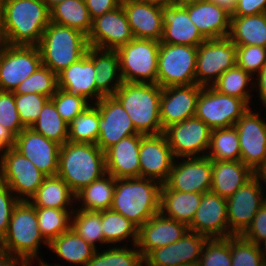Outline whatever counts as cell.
<instances>
[{
  "label": "cell",
  "mask_w": 266,
  "mask_h": 266,
  "mask_svg": "<svg viewBox=\"0 0 266 266\" xmlns=\"http://www.w3.org/2000/svg\"><path fill=\"white\" fill-rule=\"evenodd\" d=\"M42 243L48 245L39 231L35 207L29 201H19L12 211L7 232L0 240V254L34 263V259H39Z\"/></svg>",
  "instance_id": "4"
},
{
  "label": "cell",
  "mask_w": 266,
  "mask_h": 266,
  "mask_svg": "<svg viewBox=\"0 0 266 266\" xmlns=\"http://www.w3.org/2000/svg\"><path fill=\"white\" fill-rule=\"evenodd\" d=\"M262 186L260 179L254 175L226 199L230 236H241L251 224L257 211L266 202Z\"/></svg>",
  "instance_id": "13"
},
{
  "label": "cell",
  "mask_w": 266,
  "mask_h": 266,
  "mask_svg": "<svg viewBox=\"0 0 266 266\" xmlns=\"http://www.w3.org/2000/svg\"><path fill=\"white\" fill-rule=\"evenodd\" d=\"M26 260H17L13 257L0 254V266H31Z\"/></svg>",
  "instance_id": "59"
},
{
  "label": "cell",
  "mask_w": 266,
  "mask_h": 266,
  "mask_svg": "<svg viewBox=\"0 0 266 266\" xmlns=\"http://www.w3.org/2000/svg\"><path fill=\"white\" fill-rule=\"evenodd\" d=\"M0 154V182L6 184L20 201H29L47 176L14 148Z\"/></svg>",
  "instance_id": "9"
},
{
  "label": "cell",
  "mask_w": 266,
  "mask_h": 266,
  "mask_svg": "<svg viewBox=\"0 0 266 266\" xmlns=\"http://www.w3.org/2000/svg\"><path fill=\"white\" fill-rule=\"evenodd\" d=\"M142 134L131 135L104 151L106 173L115 179L140 177L139 150Z\"/></svg>",
  "instance_id": "27"
},
{
  "label": "cell",
  "mask_w": 266,
  "mask_h": 266,
  "mask_svg": "<svg viewBox=\"0 0 266 266\" xmlns=\"http://www.w3.org/2000/svg\"><path fill=\"white\" fill-rule=\"evenodd\" d=\"M178 159H181V162ZM211 186L212 160L204 155L174 160L169 177L162 184L161 190L203 194L209 192Z\"/></svg>",
  "instance_id": "14"
},
{
  "label": "cell",
  "mask_w": 266,
  "mask_h": 266,
  "mask_svg": "<svg viewBox=\"0 0 266 266\" xmlns=\"http://www.w3.org/2000/svg\"><path fill=\"white\" fill-rule=\"evenodd\" d=\"M232 266H266L262 246L244 239L230 236Z\"/></svg>",
  "instance_id": "47"
},
{
  "label": "cell",
  "mask_w": 266,
  "mask_h": 266,
  "mask_svg": "<svg viewBox=\"0 0 266 266\" xmlns=\"http://www.w3.org/2000/svg\"><path fill=\"white\" fill-rule=\"evenodd\" d=\"M95 77L96 70L94 69V63L89 59L88 48L84 57L70 64L57 75L58 88L81 96L94 104L104 97L97 90ZM93 99L95 101L92 103Z\"/></svg>",
  "instance_id": "28"
},
{
  "label": "cell",
  "mask_w": 266,
  "mask_h": 266,
  "mask_svg": "<svg viewBox=\"0 0 266 266\" xmlns=\"http://www.w3.org/2000/svg\"><path fill=\"white\" fill-rule=\"evenodd\" d=\"M101 214L104 244H115L131 238L133 245L138 241V228L123 215L112 209L98 211Z\"/></svg>",
  "instance_id": "38"
},
{
  "label": "cell",
  "mask_w": 266,
  "mask_h": 266,
  "mask_svg": "<svg viewBox=\"0 0 266 266\" xmlns=\"http://www.w3.org/2000/svg\"><path fill=\"white\" fill-rule=\"evenodd\" d=\"M190 20L206 39L229 36L231 13L210 0H201L184 6Z\"/></svg>",
  "instance_id": "29"
},
{
  "label": "cell",
  "mask_w": 266,
  "mask_h": 266,
  "mask_svg": "<svg viewBox=\"0 0 266 266\" xmlns=\"http://www.w3.org/2000/svg\"><path fill=\"white\" fill-rule=\"evenodd\" d=\"M71 217V229L87 243L97 249L96 244H104L101 214L96 211H84L76 208Z\"/></svg>",
  "instance_id": "45"
},
{
  "label": "cell",
  "mask_w": 266,
  "mask_h": 266,
  "mask_svg": "<svg viewBox=\"0 0 266 266\" xmlns=\"http://www.w3.org/2000/svg\"><path fill=\"white\" fill-rule=\"evenodd\" d=\"M228 38L236 46L258 45L266 48V13L231 16Z\"/></svg>",
  "instance_id": "33"
},
{
  "label": "cell",
  "mask_w": 266,
  "mask_h": 266,
  "mask_svg": "<svg viewBox=\"0 0 266 266\" xmlns=\"http://www.w3.org/2000/svg\"><path fill=\"white\" fill-rule=\"evenodd\" d=\"M49 249L57 256L73 265L85 266L98 250L87 243L71 228L48 244Z\"/></svg>",
  "instance_id": "36"
},
{
  "label": "cell",
  "mask_w": 266,
  "mask_h": 266,
  "mask_svg": "<svg viewBox=\"0 0 266 266\" xmlns=\"http://www.w3.org/2000/svg\"><path fill=\"white\" fill-rule=\"evenodd\" d=\"M249 108L240 98L219 93L212 87H202L195 116L212 130L228 128L234 126Z\"/></svg>",
  "instance_id": "10"
},
{
  "label": "cell",
  "mask_w": 266,
  "mask_h": 266,
  "mask_svg": "<svg viewBox=\"0 0 266 266\" xmlns=\"http://www.w3.org/2000/svg\"><path fill=\"white\" fill-rule=\"evenodd\" d=\"M202 194L161 190L160 213L189 226L200 205Z\"/></svg>",
  "instance_id": "32"
},
{
  "label": "cell",
  "mask_w": 266,
  "mask_h": 266,
  "mask_svg": "<svg viewBox=\"0 0 266 266\" xmlns=\"http://www.w3.org/2000/svg\"><path fill=\"white\" fill-rule=\"evenodd\" d=\"M175 157L164 133L142 135L139 162L140 177L164 184L171 172Z\"/></svg>",
  "instance_id": "20"
},
{
  "label": "cell",
  "mask_w": 266,
  "mask_h": 266,
  "mask_svg": "<svg viewBox=\"0 0 266 266\" xmlns=\"http://www.w3.org/2000/svg\"><path fill=\"white\" fill-rule=\"evenodd\" d=\"M162 184L149 178L116 179L110 209L123 215L138 229L160 211Z\"/></svg>",
  "instance_id": "2"
},
{
  "label": "cell",
  "mask_w": 266,
  "mask_h": 266,
  "mask_svg": "<svg viewBox=\"0 0 266 266\" xmlns=\"http://www.w3.org/2000/svg\"><path fill=\"white\" fill-rule=\"evenodd\" d=\"M257 78H255V82L251 83V86L253 85L252 89L256 86L258 89H256L259 93V100L263 104L264 108L266 109V64L262 67V69L256 74ZM256 85V86H255Z\"/></svg>",
  "instance_id": "57"
},
{
  "label": "cell",
  "mask_w": 266,
  "mask_h": 266,
  "mask_svg": "<svg viewBox=\"0 0 266 266\" xmlns=\"http://www.w3.org/2000/svg\"><path fill=\"white\" fill-rule=\"evenodd\" d=\"M74 198V199H73ZM75 194L65 181L59 177L47 176L29 202L34 207L74 209Z\"/></svg>",
  "instance_id": "34"
},
{
  "label": "cell",
  "mask_w": 266,
  "mask_h": 266,
  "mask_svg": "<svg viewBox=\"0 0 266 266\" xmlns=\"http://www.w3.org/2000/svg\"><path fill=\"white\" fill-rule=\"evenodd\" d=\"M162 88L153 83L123 84L113 96L120 102L131 118L135 130L142 135L163 133L160 119Z\"/></svg>",
  "instance_id": "5"
},
{
  "label": "cell",
  "mask_w": 266,
  "mask_h": 266,
  "mask_svg": "<svg viewBox=\"0 0 266 266\" xmlns=\"http://www.w3.org/2000/svg\"><path fill=\"white\" fill-rule=\"evenodd\" d=\"M207 239L188 230L177 242L150 251L144 266H197Z\"/></svg>",
  "instance_id": "19"
},
{
  "label": "cell",
  "mask_w": 266,
  "mask_h": 266,
  "mask_svg": "<svg viewBox=\"0 0 266 266\" xmlns=\"http://www.w3.org/2000/svg\"><path fill=\"white\" fill-rule=\"evenodd\" d=\"M116 186V179L106 173L102 177L93 181L90 185L84 187L75 195V203L77 201L82 204L78 207L84 211H102L110 209L114 191ZM82 202V203H81Z\"/></svg>",
  "instance_id": "35"
},
{
  "label": "cell",
  "mask_w": 266,
  "mask_h": 266,
  "mask_svg": "<svg viewBox=\"0 0 266 266\" xmlns=\"http://www.w3.org/2000/svg\"><path fill=\"white\" fill-rule=\"evenodd\" d=\"M61 118L69 124L78 114L82 113L90 104L85 98L58 88L50 98Z\"/></svg>",
  "instance_id": "49"
},
{
  "label": "cell",
  "mask_w": 266,
  "mask_h": 266,
  "mask_svg": "<svg viewBox=\"0 0 266 266\" xmlns=\"http://www.w3.org/2000/svg\"><path fill=\"white\" fill-rule=\"evenodd\" d=\"M197 266H232L230 236L207 239Z\"/></svg>",
  "instance_id": "48"
},
{
  "label": "cell",
  "mask_w": 266,
  "mask_h": 266,
  "mask_svg": "<svg viewBox=\"0 0 266 266\" xmlns=\"http://www.w3.org/2000/svg\"><path fill=\"white\" fill-rule=\"evenodd\" d=\"M201 89L197 84L162 88L159 109L163 132L169 126L195 116Z\"/></svg>",
  "instance_id": "23"
},
{
  "label": "cell",
  "mask_w": 266,
  "mask_h": 266,
  "mask_svg": "<svg viewBox=\"0 0 266 266\" xmlns=\"http://www.w3.org/2000/svg\"><path fill=\"white\" fill-rule=\"evenodd\" d=\"M99 110L89 105L68 124V142L96 144L99 136Z\"/></svg>",
  "instance_id": "41"
},
{
  "label": "cell",
  "mask_w": 266,
  "mask_h": 266,
  "mask_svg": "<svg viewBox=\"0 0 266 266\" xmlns=\"http://www.w3.org/2000/svg\"><path fill=\"white\" fill-rule=\"evenodd\" d=\"M150 1L158 2L161 4H167V3H171L172 0H150Z\"/></svg>",
  "instance_id": "66"
},
{
  "label": "cell",
  "mask_w": 266,
  "mask_h": 266,
  "mask_svg": "<svg viewBox=\"0 0 266 266\" xmlns=\"http://www.w3.org/2000/svg\"><path fill=\"white\" fill-rule=\"evenodd\" d=\"M188 228L208 239L228 238L230 230L227 200L211 191L203 193L200 205Z\"/></svg>",
  "instance_id": "21"
},
{
  "label": "cell",
  "mask_w": 266,
  "mask_h": 266,
  "mask_svg": "<svg viewBox=\"0 0 266 266\" xmlns=\"http://www.w3.org/2000/svg\"><path fill=\"white\" fill-rule=\"evenodd\" d=\"M19 201L10 188L0 182V240L7 232L12 211Z\"/></svg>",
  "instance_id": "53"
},
{
  "label": "cell",
  "mask_w": 266,
  "mask_h": 266,
  "mask_svg": "<svg viewBox=\"0 0 266 266\" xmlns=\"http://www.w3.org/2000/svg\"><path fill=\"white\" fill-rule=\"evenodd\" d=\"M15 136L0 124V152L13 148L15 143Z\"/></svg>",
  "instance_id": "58"
},
{
  "label": "cell",
  "mask_w": 266,
  "mask_h": 266,
  "mask_svg": "<svg viewBox=\"0 0 266 266\" xmlns=\"http://www.w3.org/2000/svg\"><path fill=\"white\" fill-rule=\"evenodd\" d=\"M49 9L54 7L56 4L61 3L64 0H43Z\"/></svg>",
  "instance_id": "64"
},
{
  "label": "cell",
  "mask_w": 266,
  "mask_h": 266,
  "mask_svg": "<svg viewBox=\"0 0 266 266\" xmlns=\"http://www.w3.org/2000/svg\"><path fill=\"white\" fill-rule=\"evenodd\" d=\"M41 65L38 46L4 45L0 49V91L14 92Z\"/></svg>",
  "instance_id": "12"
},
{
  "label": "cell",
  "mask_w": 266,
  "mask_h": 266,
  "mask_svg": "<svg viewBox=\"0 0 266 266\" xmlns=\"http://www.w3.org/2000/svg\"><path fill=\"white\" fill-rule=\"evenodd\" d=\"M85 3L92 20L120 6L117 0H85Z\"/></svg>",
  "instance_id": "56"
},
{
  "label": "cell",
  "mask_w": 266,
  "mask_h": 266,
  "mask_svg": "<svg viewBox=\"0 0 266 266\" xmlns=\"http://www.w3.org/2000/svg\"><path fill=\"white\" fill-rule=\"evenodd\" d=\"M122 245L106 250L95 251L94 255L89 259L85 266H144V260L137 245H132L131 248Z\"/></svg>",
  "instance_id": "43"
},
{
  "label": "cell",
  "mask_w": 266,
  "mask_h": 266,
  "mask_svg": "<svg viewBox=\"0 0 266 266\" xmlns=\"http://www.w3.org/2000/svg\"><path fill=\"white\" fill-rule=\"evenodd\" d=\"M58 89L57 75L41 65L15 89V94H41L51 98Z\"/></svg>",
  "instance_id": "46"
},
{
  "label": "cell",
  "mask_w": 266,
  "mask_h": 266,
  "mask_svg": "<svg viewBox=\"0 0 266 266\" xmlns=\"http://www.w3.org/2000/svg\"><path fill=\"white\" fill-rule=\"evenodd\" d=\"M255 175L260 179L263 185L266 186V160L264 161L263 165L258 169V171L255 173Z\"/></svg>",
  "instance_id": "61"
},
{
  "label": "cell",
  "mask_w": 266,
  "mask_h": 266,
  "mask_svg": "<svg viewBox=\"0 0 266 266\" xmlns=\"http://www.w3.org/2000/svg\"><path fill=\"white\" fill-rule=\"evenodd\" d=\"M50 21L81 31L89 35L92 30L85 0H64L50 9Z\"/></svg>",
  "instance_id": "37"
},
{
  "label": "cell",
  "mask_w": 266,
  "mask_h": 266,
  "mask_svg": "<svg viewBox=\"0 0 266 266\" xmlns=\"http://www.w3.org/2000/svg\"><path fill=\"white\" fill-rule=\"evenodd\" d=\"M216 3L218 6L226 9L228 12L232 14L236 7L237 0H210Z\"/></svg>",
  "instance_id": "60"
},
{
  "label": "cell",
  "mask_w": 266,
  "mask_h": 266,
  "mask_svg": "<svg viewBox=\"0 0 266 266\" xmlns=\"http://www.w3.org/2000/svg\"><path fill=\"white\" fill-rule=\"evenodd\" d=\"M241 236L258 246L266 242V202L257 211L251 224Z\"/></svg>",
  "instance_id": "54"
},
{
  "label": "cell",
  "mask_w": 266,
  "mask_h": 266,
  "mask_svg": "<svg viewBox=\"0 0 266 266\" xmlns=\"http://www.w3.org/2000/svg\"><path fill=\"white\" fill-rule=\"evenodd\" d=\"M89 59L96 70L97 90L104 97L113 96L123 84L117 52L89 47Z\"/></svg>",
  "instance_id": "31"
},
{
  "label": "cell",
  "mask_w": 266,
  "mask_h": 266,
  "mask_svg": "<svg viewBox=\"0 0 266 266\" xmlns=\"http://www.w3.org/2000/svg\"><path fill=\"white\" fill-rule=\"evenodd\" d=\"M7 45L38 46L50 23V9L43 0H0Z\"/></svg>",
  "instance_id": "1"
},
{
  "label": "cell",
  "mask_w": 266,
  "mask_h": 266,
  "mask_svg": "<svg viewBox=\"0 0 266 266\" xmlns=\"http://www.w3.org/2000/svg\"><path fill=\"white\" fill-rule=\"evenodd\" d=\"M6 44L7 42L3 31L2 9L0 6V49Z\"/></svg>",
  "instance_id": "62"
},
{
  "label": "cell",
  "mask_w": 266,
  "mask_h": 266,
  "mask_svg": "<svg viewBox=\"0 0 266 266\" xmlns=\"http://www.w3.org/2000/svg\"><path fill=\"white\" fill-rule=\"evenodd\" d=\"M134 39L126 13L120 5L92 20V30L88 35L89 47L116 50Z\"/></svg>",
  "instance_id": "18"
},
{
  "label": "cell",
  "mask_w": 266,
  "mask_h": 266,
  "mask_svg": "<svg viewBox=\"0 0 266 266\" xmlns=\"http://www.w3.org/2000/svg\"><path fill=\"white\" fill-rule=\"evenodd\" d=\"M266 13V0H237L231 16H250Z\"/></svg>",
  "instance_id": "55"
},
{
  "label": "cell",
  "mask_w": 266,
  "mask_h": 266,
  "mask_svg": "<svg viewBox=\"0 0 266 266\" xmlns=\"http://www.w3.org/2000/svg\"><path fill=\"white\" fill-rule=\"evenodd\" d=\"M41 235L49 244L53 239L71 228V217L75 209L35 207Z\"/></svg>",
  "instance_id": "42"
},
{
  "label": "cell",
  "mask_w": 266,
  "mask_h": 266,
  "mask_svg": "<svg viewBox=\"0 0 266 266\" xmlns=\"http://www.w3.org/2000/svg\"><path fill=\"white\" fill-rule=\"evenodd\" d=\"M262 250H263L264 258L266 261V242L263 244Z\"/></svg>",
  "instance_id": "68"
},
{
  "label": "cell",
  "mask_w": 266,
  "mask_h": 266,
  "mask_svg": "<svg viewBox=\"0 0 266 266\" xmlns=\"http://www.w3.org/2000/svg\"><path fill=\"white\" fill-rule=\"evenodd\" d=\"M94 105L99 110V136L96 145L103 152L121 139L139 134L127 111L114 96L103 97Z\"/></svg>",
  "instance_id": "16"
},
{
  "label": "cell",
  "mask_w": 266,
  "mask_h": 266,
  "mask_svg": "<svg viewBox=\"0 0 266 266\" xmlns=\"http://www.w3.org/2000/svg\"><path fill=\"white\" fill-rule=\"evenodd\" d=\"M159 46L155 40L134 38L116 49L123 82L157 84Z\"/></svg>",
  "instance_id": "7"
},
{
  "label": "cell",
  "mask_w": 266,
  "mask_h": 266,
  "mask_svg": "<svg viewBox=\"0 0 266 266\" xmlns=\"http://www.w3.org/2000/svg\"><path fill=\"white\" fill-rule=\"evenodd\" d=\"M163 36L160 43L198 46L206 40L190 20L184 6L162 4Z\"/></svg>",
  "instance_id": "26"
},
{
  "label": "cell",
  "mask_w": 266,
  "mask_h": 266,
  "mask_svg": "<svg viewBox=\"0 0 266 266\" xmlns=\"http://www.w3.org/2000/svg\"><path fill=\"white\" fill-rule=\"evenodd\" d=\"M104 174L105 155L96 144L67 141L60 147L57 175L75 195Z\"/></svg>",
  "instance_id": "3"
},
{
  "label": "cell",
  "mask_w": 266,
  "mask_h": 266,
  "mask_svg": "<svg viewBox=\"0 0 266 266\" xmlns=\"http://www.w3.org/2000/svg\"><path fill=\"white\" fill-rule=\"evenodd\" d=\"M234 126L239 137L240 160L256 173L266 160V122L249 108Z\"/></svg>",
  "instance_id": "17"
},
{
  "label": "cell",
  "mask_w": 266,
  "mask_h": 266,
  "mask_svg": "<svg viewBox=\"0 0 266 266\" xmlns=\"http://www.w3.org/2000/svg\"><path fill=\"white\" fill-rule=\"evenodd\" d=\"M61 145L47 139L31 128H24L15 138L14 149L28 158L46 176L58 172Z\"/></svg>",
  "instance_id": "22"
},
{
  "label": "cell",
  "mask_w": 266,
  "mask_h": 266,
  "mask_svg": "<svg viewBox=\"0 0 266 266\" xmlns=\"http://www.w3.org/2000/svg\"><path fill=\"white\" fill-rule=\"evenodd\" d=\"M212 129L193 116L164 130L173 156L177 158L207 155ZM206 152V153H205Z\"/></svg>",
  "instance_id": "15"
},
{
  "label": "cell",
  "mask_w": 266,
  "mask_h": 266,
  "mask_svg": "<svg viewBox=\"0 0 266 266\" xmlns=\"http://www.w3.org/2000/svg\"><path fill=\"white\" fill-rule=\"evenodd\" d=\"M34 132L61 146L68 141V124L61 118L51 99H49L30 127Z\"/></svg>",
  "instance_id": "39"
},
{
  "label": "cell",
  "mask_w": 266,
  "mask_h": 266,
  "mask_svg": "<svg viewBox=\"0 0 266 266\" xmlns=\"http://www.w3.org/2000/svg\"><path fill=\"white\" fill-rule=\"evenodd\" d=\"M266 64V48L258 45L236 46V65L252 76Z\"/></svg>",
  "instance_id": "51"
},
{
  "label": "cell",
  "mask_w": 266,
  "mask_h": 266,
  "mask_svg": "<svg viewBox=\"0 0 266 266\" xmlns=\"http://www.w3.org/2000/svg\"><path fill=\"white\" fill-rule=\"evenodd\" d=\"M49 99V97L41 94L14 93V100L20 120L26 128H30L31 125L38 119L41 110Z\"/></svg>",
  "instance_id": "50"
},
{
  "label": "cell",
  "mask_w": 266,
  "mask_h": 266,
  "mask_svg": "<svg viewBox=\"0 0 266 266\" xmlns=\"http://www.w3.org/2000/svg\"><path fill=\"white\" fill-rule=\"evenodd\" d=\"M38 48L42 65L58 75L86 55L89 48L88 36L71 27L50 21Z\"/></svg>",
  "instance_id": "6"
},
{
  "label": "cell",
  "mask_w": 266,
  "mask_h": 266,
  "mask_svg": "<svg viewBox=\"0 0 266 266\" xmlns=\"http://www.w3.org/2000/svg\"><path fill=\"white\" fill-rule=\"evenodd\" d=\"M134 38L161 42L163 36L162 4L150 0L122 4Z\"/></svg>",
  "instance_id": "25"
},
{
  "label": "cell",
  "mask_w": 266,
  "mask_h": 266,
  "mask_svg": "<svg viewBox=\"0 0 266 266\" xmlns=\"http://www.w3.org/2000/svg\"><path fill=\"white\" fill-rule=\"evenodd\" d=\"M197 46L160 43L157 84L161 88L196 84Z\"/></svg>",
  "instance_id": "8"
},
{
  "label": "cell",
  "mask_w": 266,
  "mask_h": 266,
  "mask_svg": "<svg viewBox=\"0 0 266 266\" xmlns=\"http://www.w3.org/2000/svg\"><path fill=\"white\" fill-rule=\"evenodd\" d=\"M252 79L251 74L236 65L224 72L211 87L219 93L240 98L250 106L253 95L247 89H250L248 85Z\"/></svg>",
  "instance_id": "44"
},
{
  "label": "cell",
  "mask_w": 266,
  "mask_h": 266,
  "mask_svg": "<svg viewBox=\"0 0 266 266\" xmlns=\"http://www.w3.org/2000/svg\"><path fill=\"white\" fill-rule=\"evenodd\" d=\"M254 175L255 173L241 160H212V186L210 191L227 199Z\"/></svg>",
  "instance_id": "30"
},
{
  "label": "cell",
  "mask_w": 266,
  "mask_h": 266,
  "mask_svg": "<svg viewBox=\"0 0 266 266\" xmlns=\"http://www.w3.org/2000/svg\"><path fill=\"white\" fill-rule=\"evenodd\" d=\"M39 259V265L38 266H52V265H50L48 262H45L44 260H41L42 258H40V257H38ZM54 266H61L60 264L58 265V264H54Z\"/></svg>",
  "instance_id": "65"
},
{
  "label": "cell",
  "mask_w": 266,
  "mask_h": 266,
  "mask_svg": "<svg viewBox=\"0 0 266 266\" xmlns=\"http://www.w3.org/2000/svg\"><path fill=\"white\" fill-rule=\"evenodd\" d=\"M188 230L186 224L168 218L159 212L138 229L136 245L144 258L156 248L177 242Z\"/></svg>",
  "instance_id": "24"
},
{
  "label": "cell",
  "mask_w": 266,
  "mask_h": 266,
  "mask_svg": "<svg viewBox=\"0 0 266 266\" xmlns=\"http://www.w3.org/2000/svg\"><path fill=\"white\" fill-rule=\"evenodd\" d=\"M201 0H172L171 4L179 5V6H186L189 4L197 3Z\"/></svg>",
  "instance_id": "63"
},
{
  "label": "cell",
  "mask_w": 266,
  "mask_h": 266,
  "mask_svg": "<svg viewBox=\"0 0 266 266\" xmlns=\"http://www.w3.org/2000/svg\"><path fill=\"white\" fill-rule=\"evenodd\" d=\"M131 1H140V0H117V2L122 5L124 3H127V2H131Z\"/></svg>",
  "instance_id": "67"
},
{
  "label": "cell",
  "mask_w": 266,
  "mask_h": 266,
  "mask_svg": "<svg viewBox=\"0 0 266 266\" xmlns=\"http://www.w3.org/2000/svg\"><path fill=\"white\" fill-rule=\"evenodd\" d=\"M236 66V45L228 38L206 39L197 46L196 84L211 87L228 69Z\"/></svg>",
  "instance_id": "11"
},
{
  "label": "cell",
  "mask_w": 266,
  "mask_h": 266,
  "mask_svg": "<svg viewBox=\"0 0 266 266\" xmlns=\"http://www.w3.org/2000/svg\"><path fill=\"white\" fill-rule=\"evenodd\" d=\"M0 124L15 137L26 128L19 117L14 92L0 91Z\"/></svg>",
  "instance_id": "52"
},
{
  "label": "cell",
  "mask_w": 266,
  "mask_h": 266,
  "mask_svg": "<svg viewBox=\"0 0 266 266\" xmlns=\"http://www.w3.org/2000/svg\"><path fill=\"white\" fill-rule=\"evenodd\" d=\"M206 156L216 161L240 160L239 137L235 126L211 131L210 146Z\"/></svg>",
  "instance_id": "40"
}]
</instances>
